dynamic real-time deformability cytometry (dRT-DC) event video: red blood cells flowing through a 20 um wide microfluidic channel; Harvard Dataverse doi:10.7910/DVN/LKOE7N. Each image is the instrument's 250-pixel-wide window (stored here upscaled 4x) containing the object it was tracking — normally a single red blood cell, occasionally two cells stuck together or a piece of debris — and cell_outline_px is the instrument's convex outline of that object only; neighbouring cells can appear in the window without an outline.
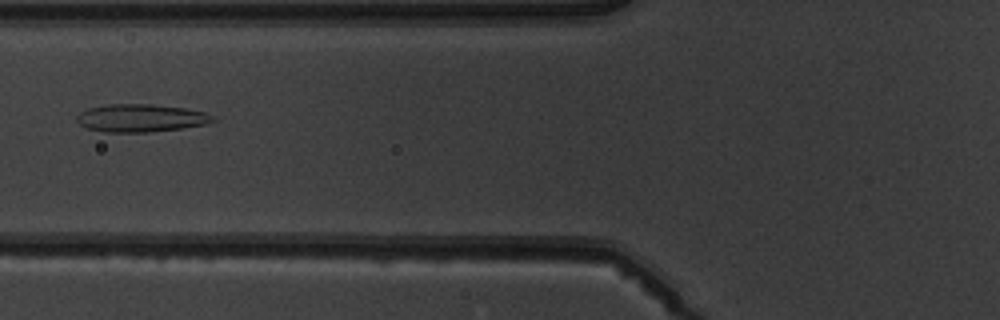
{"species": "common noctule bat (a hibernating species)", "species_latin": "Nyctalus noctula", "temperature_condition": "warm", "stored_images_in_passage": 3, "camera_frame_rate_fps": 3000, "um_per_image_px": 0.085, "animal": {"sex": "male", "body_mass_g": 19.5, "forearm_length_mm": 54.6}, "frame": {"image": 1, "passage_image": 2, "time_ms": 1.333, "image_size_px": [1000, 320], "cell_outline_px": [[216, 120], [204, 124], [180, 128], [148, 132], [108, 132], [88, 128], [80, 124], [76, 120], [76, 116], [80, 112], [88, 108], [108, 104], [152, 104], [184, 108], [204, 112], [216, 116]], "centroid_in_image_um": [11.97, 10.02], "position_along_channel_um": 113.8, "area_um2": 21.91}}
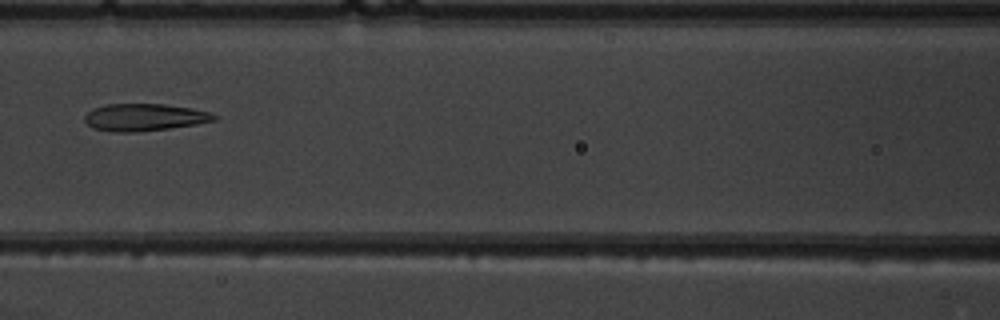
{"frame": {"image": 2, "passage_image": 3, "time_ms": 2.333, "image_size_px": [1000, 320], "cell_outline_px": [[220, 116], [216, 120], [196, 124], [168, 128], [132, 132], [112, 132], [92, 128], [84, 120], [84, 116], [92, 108], [104, 104], [164, 104], [192, 108], [208, 112]], "centroid_in_image_um": [12.25, 9.96], "position_along_channel_um": 154.3, "area_um2": 20.58}}